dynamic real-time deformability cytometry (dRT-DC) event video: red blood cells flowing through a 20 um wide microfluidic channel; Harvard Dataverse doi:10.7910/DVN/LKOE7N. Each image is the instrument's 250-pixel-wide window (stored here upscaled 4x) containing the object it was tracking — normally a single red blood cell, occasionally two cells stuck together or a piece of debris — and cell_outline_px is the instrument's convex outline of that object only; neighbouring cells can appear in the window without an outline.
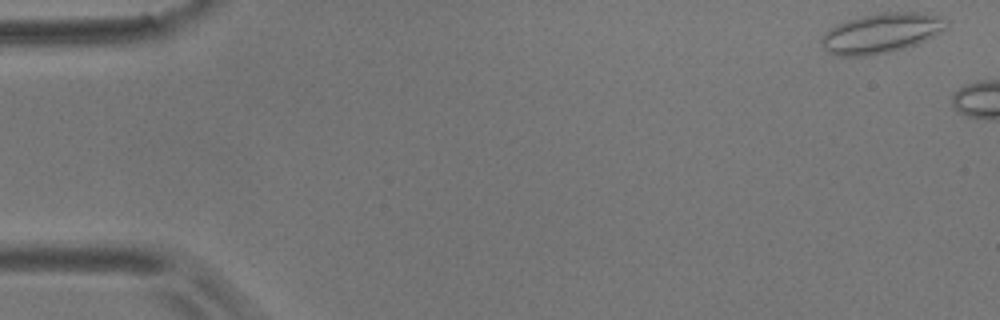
{"species": "common noctule bat (a hibernating species)", "species_latin": "Nyctalus noctula", "temperature_condition": "room temperature", "stored_images_in_passage": 5, "camera_frame_rate_fps": 3000, "um_per_image_px": 0.085, "animal": {"sex": "male", "body_mass_g": 17.9}, "frame": {"image": 1, "passage_image": 1, "time_ms": 0.0, "image_size_px": [1000, 320], "cell_outline_px": [[948, 28], [916, 44], [904, 48], [888, 52], [864, 56], [836, 56], [828, 52], [824, 48], [820, 40], [824, 32], [836, 24], [844, 20], [880, 12], [920, 12], [940, 16], [948, 20]], "centroid_in_image_um": [74.89, 2.8], "position_along_channel_um": 10.1, "area_um2": 29.19}}